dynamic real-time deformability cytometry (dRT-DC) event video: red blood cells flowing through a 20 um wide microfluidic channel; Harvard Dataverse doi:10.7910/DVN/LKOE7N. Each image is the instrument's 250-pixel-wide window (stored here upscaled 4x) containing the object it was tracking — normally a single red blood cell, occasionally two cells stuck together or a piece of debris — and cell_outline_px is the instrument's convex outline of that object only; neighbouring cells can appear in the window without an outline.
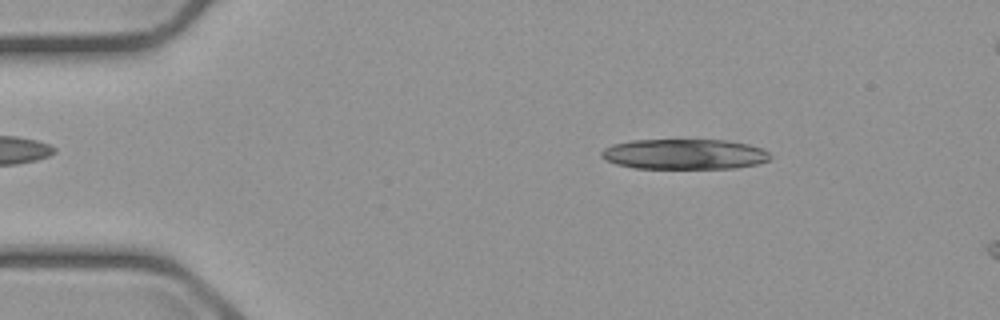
{"species": "common noctule bat (a hibernating species)", "species_latin": "Nyctalus noctula", "temperature_condition": "cold", "stored_images_in_passage": 4, "camera_frame_rate_fps": 3000, "um_per_image_px": 0.085, "animal": {"sex": "male", "body_mass_g": 23.1, "forearm_length_mm": 52.7}, "frame": {"image": 1, "passage_image": 2, "time_ms": 1.667, "image_size_px": [1000, 320], "cell_outline_px": [[772, 156], [768, 160], [756, 164], [736, 168], [636, 168], [616, 164], [604, 160], [600, 156], [600, 152], [604, 148], [612, 144], [632, 140], [728, 140], [748, 144], [764, 148]], "centroid_in_image_um": [58.16, 13.1], "position_along_channel_um": 26.8, "area_um2": 30.0}}